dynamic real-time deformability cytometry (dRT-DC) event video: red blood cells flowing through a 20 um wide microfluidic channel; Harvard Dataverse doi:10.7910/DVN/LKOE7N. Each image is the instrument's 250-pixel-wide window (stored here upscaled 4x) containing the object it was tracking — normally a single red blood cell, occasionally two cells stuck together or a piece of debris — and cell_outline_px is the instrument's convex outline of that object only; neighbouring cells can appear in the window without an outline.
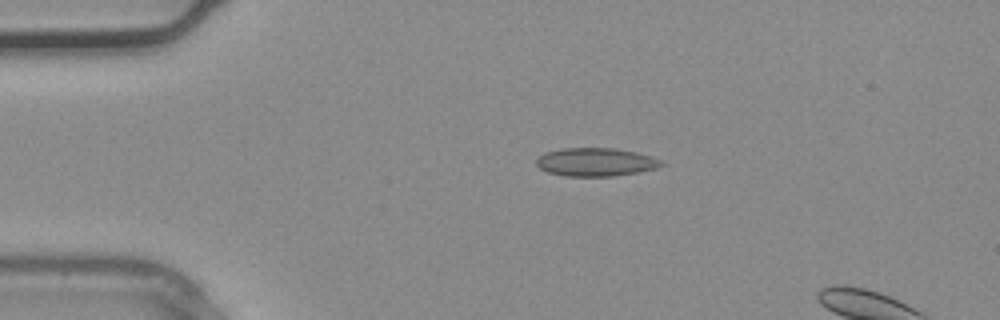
{"species": "common noctule bat (a hibernating species)", "species_latin": "Nyctalus noctula", "temperature_condition": "warm", "stored_images_in_passage": 3, "camera_frame_rate_fps": 3000, "um_per_image_px": 0.085, "animal": {"sex": "male", "body_mass_g": 20.4}, "frame": {"image": 1, "passage_image": 2, "time_ms": 0.333, "image_size_px": [1000, 320], "cell_outline_px": [[664, 164], [656, 168], [640, 172], [612, 176], [568, 176], [548, 172], [540, 168], [536, 164], [536, 160], [544, 152], [560, 148], [616, 148], [636, 152], [652, 156], [660, 160]], "centroid_in_image_um": [50.64, 13.76], "position_along_channel_um": 34.4, "area_um2": 20.63}}